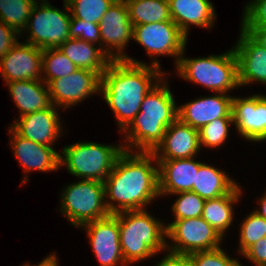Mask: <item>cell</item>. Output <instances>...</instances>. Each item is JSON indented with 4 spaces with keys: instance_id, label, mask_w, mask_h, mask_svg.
<instances>
[{
    "instance_id": "1",
    "label": "cell",
    "mask_w": 266,
    "mask_h": 266,
    "mask_svg": "<svg viewBox=\"0 0 266 266\" xmlns=\"http://www.w3.org/2000/svg\"><path fill=\"white\" fill-rule=\"evenodd\" d=\"M152 161L157 164L153 152L124 150L120 154L104 180L105 197L112 200H105L110 214L145 209L160 196L158 167H153Z\"/></svg>"
},
{
    "instance_id": "2",
    "label": "cell",
    "mask_w": 266,
    "mask_h": 266,
    "mask_svg": "<svg viewBox=\"0 0 266 266\" xmlns=\"http://www.w3.org/2000/svg\"><path fill=\"white\" fill-rule=\"evenodd\" d=\"M160 67L155 59L149 66L126 56L123 60H112L101 75L100 92L114 112L122 132L139 113L142 101L156 82L165 81Z\"/></svg>"
},
{
    "instance_id": "3",
    "label": "cell",
    "mask_w": 266,
    "mask_h": 266,
    "mask_svg": "<svg viewBox=\"0 0 266 266\" xmlns=\"http://www.w3.org/2000/svg\"><path fill=\"white\" fill-rule=\"evenodd\" d=\"M161 84L157 82L146 94L139 113L124 130L129 141L123 146L124 150L134 151V146L138 151L153 152L162 142L165 130L178 118L177 106L167 82Z\"/></svg>"
},
{
    "instance_id": "4",
    "label": "cell",
    "mask_w": 266,
    "mask_h": 266,
    "mask_svg": "<svg viewBox=\"0 0 266 266\" xmlns=\"http://www.w3.org/2000/svg\"><path fill=\"white\" fill-rule=\"evenodd\" d=\"M146 209L118 213L120 245L127 265L166 250V226Z\"/></svg>"
},
{
    "instance_id": "5",
    "label": "cell",
    "mask_w": 266,
    "mask_h": 266,
    "mask_svg": "<svg viewBox=\"0 0 266 266\" xmlns=\"http://www.w3.org/2000/svg\"><path fill=\"white\" fill-rule=\"evenodd\" d=\"M183 54L184 51L177 63V71L184 80L224 94L239 86L238 61L234 49L204 58L187 59Z\"/></svg>"
},
{
    "instance_id": "6",
    "label": "cell",
    "mask_w": 266,
    "mask_h": 266,
    "mask_svg": "<svg viewBox=\"0 0 266 266\" xmlns=\"http://www.w3.org/2000/svg\"><path fill=\"white\" fill-rule=\"evenodd\" d=\"M123 151V145L120 144L110 146L94 142H77L65 146L60 155L59 165H66L70 174L82 180L104 182Z\"/></svg>"
},
{
    "instance_id": "7",
    "label": "cell",
    "mask_w": 266,
    "mask_h": 266,
    "mask_svg": "<svg viewBox=\"0 0 266 266\" xmlns=\"http://www.w3.org/2000/svg\"><path fill=\"white\" fill-rule=\"evenodd\" d=\"M105 199L104 182L81 180L62 193L61 213L76 227L110 215Z\"/></svg>"
},
{
    "instance_id": "8",
    "label": "cell",
    "mask_w": 266,
    "mask_h": 266,
    "mask_svg": "<svg viewBox=\"0 0 266 266\" xmlns=\"http://www.w3.org/2000/svg\"><path fill=\"white\" fill-rule=\"evenodd\" d=\"M37 4L38 2L34 5L25 28L30 32L26 43L42 50L58 48L69 39L71 15L68 13V4L64 1L65 12L54 8L46 0Z\"/></svg>"
},
{
    "instance_id": "9",
    "label": "cell",
    "mask_w": 266,
    "mask_h": 266,
    "mask_svg": "<svg viewBox=\"0 0 266 266\" xmlns=\"http://www.w3.org/2000/svg\"><path fill=\"white\" fill-rule=\"evenodd\" d=\"M166 230V237L175 243L168 251L177 254L214 250L223 239L202 217L174 220Z\"/></svg>"
},
{
    "instance_id": "10",
    "label": "cell",
    "mask_w": 266,
    "mask_h": 266,
    "mask_svg": "<svg viewBox=\"0 0 266 266\" xmlns=\"http://www.w3.org/2000/svg\"><path fill=\"white\" fill-rule=\"evenodd\" d=\"M148 55H170L178 57L176 65L187 42V36L173 21H162L133 26V37Z\"/></svg>"
},
{
    "instance_id": "11",
    "label": "cell",
    "mask_w": 266,
    "mask_h": 266,
    "mask_svg": "<svg viewBox=\"0 0 266 266\" xmlns=\"http://www.w3.org/2000/svg\"><path fill=\"white\" fill-rule=\"evenodd\" d=\"M47 86L52 105L66 109L93 93H99L101 76L92 70L78 68L68 76L51 80Z\"/></svg>"
},
{
    "instance_id": "12",
    "label": "cell",
    "mask_w": 266,
    "mask_h": 266,
    "mask_svg": "<svg viewBox=\"0 0 266 266\" xmlns=\"http://www.w3.org/2000/svg\"><path fill=\"white\" fill-rule=\"evenodd\" d=\"M101 48L106 44V54L112 60L126 57L123 48L132 40L133 26L125 0H115L99 22ZM112 47V48H111ZM116 50V51H115ZM115 53H114V52ZM123 52V53H122Z\"/></svg>"
},
{
    "instance_id": "13",
    "label": "cell",
    "mask_w": 266,
    "mask_h": 266,
    "mask_svg": "<svg viewBox=\"0 0 266 266\" xmlns=\"http://www.w3.org/2000/svg\"><path fill=\"white\" fill-rule=\"evenodd\" d=\"M92 249L101 266H127L121 251L118 213L84 224Z\"/></svg>"
},
{
    "instance_id": "14",
    "label": "cell",
    "mask_w": 266,
    "mask_h": 266,
    "mask_svg": "<svg viewBox=\"0 0 266 266\" xmlns=\"http://www.w3.org/2000/svg\"><path fill=\"white\" fill-rule=\"evenodd\" d=\"M232 121L239 134L250 141L266 140V96L232 98Z\"/></svg>"
},
{
    "instance_id": "15",
    "label": "cell",
    "mask_w": 266,
    "mask_h": 266,
    "mask_svg": "<svg viewBox=\"0 0 266 266\" xmlns=\"http://www.w3.org/2000/svg\"><path fill=\"white\" fill-rule=\"evenodd\" d=\"M41 48L19 41L0 59V72L6 83L23 80H42Z\"/></svg>"
},
{
    "instance_id": "16",
    "label": "cell",
    "mask_w": 266,
    "mask_h": 266,
    "mask_svg": "<svg viewBox=\"0 0 266 266\" xmlns=\"http://www.w3.org/2000/svg\"><path fill=\"white\" fill-rule=\"evenodd\" d=\"M200 148L199 130L177 118L165 130L162 142L153 153L156 160H175L194 157Z\"/></svg>"
},
{
    "instance_id": "17",
    "label": "cell",
    "mask_w": 266,
    "mask_h": 266,
    "mask_svg": "<svg viewBox=\"0 0 266 266\" xmlns=\"http://www.w3.org/2000/svg\"><path fill=\"white\" fill-rule=\"evenodd\" d=\"M56 107L38 110L16 119L10 126L18 135L46 146H53V142L62 132Z\"/></svg>"
},
{
    "instance_id": "18",
    "label": "cell",
    "mask_w": 266,
    "mask_h": 266,
    "mask_svg": "<svg viewBox=\"0 0 266 266\" xmlns=\"http://www.w3.org/2000/svg\"><path fill=\"white\" fill-rule=\"evenodd\" d=\"M232 98L224 93L212 97H201L186 103L178 110V119L192 128L200 130L204 125L218 118H232Z\"/></svg>"
},
{
    "instance_id": "19",
    "label": "cell",
    "mask_w": 266,
    "mask_h": 266,
    "mask_svg": "<svg viewBox=\"0 0 266 266\" xmlns=\"http://www.w3.org/2000/svg\"><path fill=\"white\" fill-rule=\"evenodd\" d=\"M240 31L239 40L234 47L238 61L239 86L249 85L253 81L266 84V49L246 31Z\"/></svg>"
},
{
    "instance_id": "20",
    "label": "cell",
    "mask_w": 266,
    "mask_h": 266,
    "mask_svg": "<svg viewBox=\"0 0 266 266\" xmlns=\"http://www.w3.org/2000/svg\"><path fill=\"white\" fill-rule=\"evenodd\" d=\"M201 164L202 162L195 161L194 157L157 160L160 196L192 191Z\"/></svg>"
},
{
    "instance_id": "21",
    "label": "cell",
    "mask_w": 266,
    "mask_h": 266,
    "mask_svg": "<svg viewBox=\"0 0 266 266\" xmlns=\"http://www.w3.org/2000/svg\"><path fill=\"white\" fill-rule=\"evenodd\" d=\"M9 132L12 137L10 141L14 155L26 173L31 170L49 172L60 167V154L51 146L26 139L18 135L12 128Z\"/></svg>"
},
{
    "instance_id": "22",
    "label": "cell",
    "mask_w": 266,
    "mask_h": 266,
    "mask_svg": "<svg viewBox=\"0 0 266 266\" xmlns=\"http://www.w3.org/2000/svg\"><path fill=\"white\" fill-rule=\"evenodd\" d=\"M172 21L188 36L190 25L209 28L215 20V10L209 0H168Z\"/></svg>"
},
{
    "instance_id": "23",
    "label": "cell",
    "mask_w": 266,
    "mask_h": 266,
    "mask_svg": "<svg viewBox=\"0 0 266 266\" xmlns=\"http://www.w3.org/2000/svg\"><path fill=\"white\" fill-rule=\"evenodd\" d=\"M95 43L69 38L58 48L77 68L92 70L100 76L106 71L112 59L106 49L95 47Z\"/></svg>"
},
{
    "instance_id": "24",
    "label": "cell",
    "mask_w": 266,
    "mask_h": 266,
    "mask_svg": "<svg viewBox=\"0 0 266 266\" xmlns=\"http://www.w3.org/2000/svg\"><path fill=\"white\" fill-rule=\"evenodd\" d=\"M6 84L20 110V116L48 109L52 105L48 86L42 80L11 81Z\"/></svg>"
},
{
    "instance_id": "25",
    "label": "cell",
    "mask_w": 266,
    "mask_h": 266,
    "mask_svg": "<svg viewBox=\"0 0 266 266\" xmlns=\"http://www.w3.org/2000/svg\"><path fill=\"white\" fill-rule=\"evenodd\" d=\"M225 172L202 163L199 166L192 192L204 200L216 199L231 193L238 185Z\"/></svg>"
},
{
    "instance_id": "26",
    "label": "cell",
    "mask_w": 266,
    "mask_h": 266,
    "mask_svg": "<svg viewBox=\"0 0 266 266\" xmlns=\"http://www.w3.org/2000/svg\"><path fill=\"white\" fill-rule=\"evenodd\" d=\"M241 188L237 186L231 193L216 199L205 200L202 218L223 238L233 221V204L237 203Z\"/></svg>"
},
{
    "instance_id": "27",
    "label": "cell",
    "mask_w": 266,
    "mask_h": 266,
    "mask_svg": "<svg viewBox=\"0 0 266 266\" xmlns=\"http://www.w3.org/2000/svg\"><path fill=\"white\" fill-rule=\"evenodd\" d=\"M132 26L172 21L168 0H125Z\"/></svg>"
},
{
    "instance_id": "28",
    "label": "cell",
    "mask_w": 266,
    "mask_h": 266,
    "mask_svg": "<svg viewBox=\"0 0 266 266\" xmlns=\"http://www.w3.org/2000/svg\"><path fill=\"white\" fill-rule=\"evenodd\" d=\"M36 3V0H0V20L21 35Z\"/></svg>"
},
{
    "instance_id": "29",
    "label": "cell",
    "mask_w": 266,
    "mask_h": 266,
    "mask_svg": "<svg viewBox=\"0 0 266 266\" xmlns=\"http://www.w3.org/2000/svg\"><path fill=\"white\" fill-rule=\"evenodd\" d=\"M77 66L61 52L59 48H48L42 52V81L48 84L51 80L68 76L76 71ZM44 78V79H43Z\"/></svg>"
},
{
    "instance_id": "30",
    "label": "cell",
    "mask_w": 266,
    "mask_h": 266,
    "mask_svg": "<svg viewBox=\"0 0 266 266\" xmlns=\"http://www.w3.org/2000/svg\"><path fill=\"white\" fill-rule=\"evenodd\" d=\"M115 0H67L71 17L99 24Z\"/></svg>"
},
{
    "instance_id": "31",
    "label": "cell",
    "mask_w": 266,
    "mask_h": 266,
    "mask_svg": "<svg viewBox=\"0 0 266 266\" xmlns=\"http://www.w3.org/2000/svg\"><path fill=\"white\" fill-rule=\"evenodd\" d=\"M240 228L239 253L241 254L261 238L266 237V220L256 212L249 214Z\"/></svg>"
},
{
    "instance_id": "32",
    "label": "cell",
    "mask_w": 266,
    "mask_h": 266,
    "mask_svg": "<svg viewBox=\"0 0 266 266\" xmlns=\"http://www.w3.org/2000/svg\"><path fill=\"white\" fill-rule=\"evenodd\" d=\"M180 195L172 206L175 220L202 217L205 200L192 191L175 193Z\"/></svg>"
},
{
    "instance_id": "33",
    "label": "cell",
    "mask_w": 266,
    "mask_h": 266,
    "mask_svg": "<svg viewBox=\"0 0 266 266\" xmlns=\"http://www.w3.org/2000/svg\"><path fill=\"white\" fill-rule=\"evenodd\" d=\"M233 123L232 118H218L199 130L200 145L216 148L223 144L228 136L229 125Z\"/></svg>"
},
{
    "instance_id": "34",
    "label": "cell",
    "mask_w": 266,
    "mask_h": 266,
    "mask_svg": "<svg viewBox=\"0 0 266 266\" xmlns=\"http://www.w3.org/2000/svg\"><path fill=\"white\" fill-rule=\"evenodd\" d=\"M188 255L192 266H241L238 260L231 259L221 248L197 251Z\"/></svg>"
},
{
    "instance_id": "35",
    "label": "cell",
    "mask_w": 266,
    "mask_h": 266,
    "mask_svg": "<svg viewBox=\"0 0 266 266\" xmlns=\"http://www.w3.org/2000/svg\"><path fill=\"white\" fill-rule=\"evenodd\" d=\"M69 38L80 39L86 42L99 43L101 47L99 24L71 17L69 26Z\"/></svg>"
},
{
    "instance_id": "36",
    "label": "cell",
    "mask_w": 266,
    "mask_h": 266,
    "mask_svg": "<svg viewBox=\"0 0 266 266\" xmlns=\"http://www.w3.org/2000/svg\"><path fill=\"white\" fill-rule=\"evenodd\" d=\"M244 12L242 28H266V0L250 1Z\"/></svg>"
},
{
    "instance_id": "37",
    "label": "cell",
    "mask_w": 266,
    "mask_h": 266,
    "mask_svg": "<svg viewBox=\"0 0 266 266\" xmlns=\"http://www.w3.org/2000/svg\"><path fill=\"white\" fill-rule=\"evenodd\" d=\"M16 35L19 34L0 20V59L18 42Z\"/></svg>"
},
{
    "instance_id": "38",
    "label": "cell",
    "mask_w": 266,
    "mask_h": 266,
    "mask_svg": "<svg viewBox=\"0 0 266 266\" xmlns=\"http://www.w3.org/2000/svg\"><path fill=\"white\" fill-rule=\"evenodd\" d=\"M243 256L253 261L256 266H266V237L250 246L243 253Z\"/></svg>"
},
{
    "instance_id": "39",
    "label": "cell",
    "mask_w": 266,
    "mask_h": 266,
    "mask_svg": "<svg viewBox=\"0 0 266 266\" xmlns=\"http://www.w3.org/2000/svg\"><path fill=\"white\" fill-rule=\"evenodd\" d=\"M156 266H192L189 255L171 251Z\"/></svg>"
},
{
    "instance_id": "40",
    "label": "cell",
    "mask_w": 266,
    "mask_h": 266,
    "mask_svg": "<svg viewBox=\"0 0 266 266\" xmlns=\"http://www.w3.org/2000/svg\"><path fill=\"white\" fill-rule=\"evenodd\" d=\"M246 31L259 45L266 49V28H241Z\"/></svg>"
},
{
    "instance_id": "41",
    "label": "cell",
    "mask_w": 266,
    "mask_h": 266,
    "mask_svg": "<svg viewBox=\"0 0 266 266\" xmlns=\"http://www.w3.org/2000/svg\"><path fill=\"white\" fill-rule=\"evenodd\" d=\"M57 256L55 254H50L48 257L44 258L41 263L35 266H57ZM23 266H30V264H25Z\"/></svg>"
},
{
    "instance_id": "42",
    "label": "cell",
    "mask_w": 266,
    "mask_h": 266,
    "mask_svg": "<svg viewBox=\"0 0 266 266\" xmlns=\"http://www.w3.org/2000/svg\"><path fill=\"white\" fill-rule=\"evenodd\" d=\"M260 210H255L259 216L263 217L266 220V194L259 200Z\"/></svg>"
}]
</instances>
